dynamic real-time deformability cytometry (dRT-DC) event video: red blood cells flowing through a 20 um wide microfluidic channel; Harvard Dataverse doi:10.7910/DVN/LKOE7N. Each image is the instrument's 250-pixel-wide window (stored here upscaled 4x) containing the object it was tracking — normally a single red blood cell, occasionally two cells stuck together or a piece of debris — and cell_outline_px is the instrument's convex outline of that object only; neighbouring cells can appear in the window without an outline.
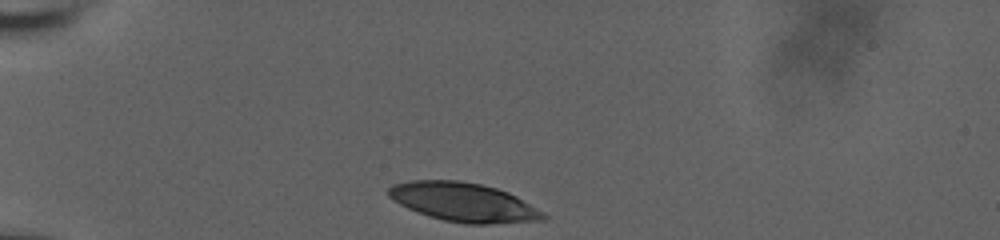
{"species": "human", "species_latin": "Homo sapiens", "temperature_condition": "room temperature", "stored_images_in_passage": 34, "camera_frame_rate_fps": 3000, "um_per_image_px": 0.085, "donor": {"sex": "male"}, "frame": {"image": 1, "passage_image": 1, "time_ms": 0.0, "image_size_px": [1000, 240], "cell_outline_px": [[548, 216], [544, 220], [488, 224], [464, 224], [444, 220], [428, 216], [408, 208], [400, 204], [388, 196], [388, 188], [392, 184], [408, 180], [460, 180], [480, 184], [496, 188], [508, 192], [516, 196], [544, 212]], "centroid_in_image_um": [39.4, 17.18], "position_along_channel_um": 45.6, "area_um2": 35.14}}
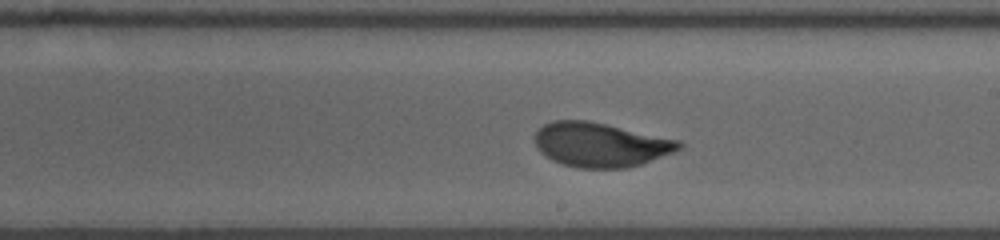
{"frame": {"image": 2, "passage_image": 20, "time_ms": 6.333, "image_size_px": [1000, 240], "cell_outline_px": [[684, 144], [680, 148], [672, 152], [640, 164], [628, 168], [576, 168], [552, 160], [540, 152], [536, 148], [536, 128], [552, 120], [588, 120], [680, 140]], "centroid_in_image_um": [51.01, 12.29], "position_along_channel_um": 238.0, "area_um2": 37.17}}
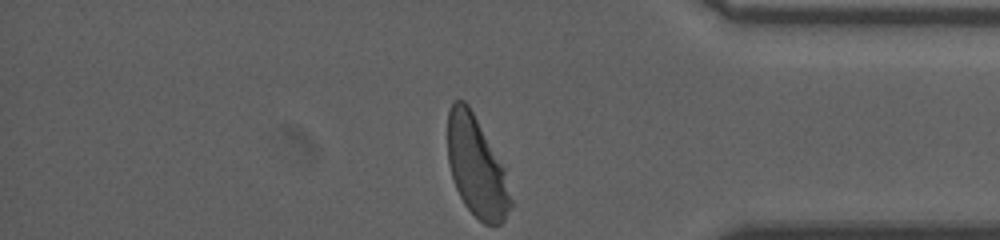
{"frame": {"image": 3, "passage_image": 34, "time_ms": 11.0, "image_size_px": [1000, 240], "cell_outline_px": [[512, 208], [504, 220], [500, 224], [484, 224], [464, 204], [456, 188], [452, 176], [448, 160], [448, 108], [452, 100], [464, 100], [468, 104], [504, 168], [512, 200]], "centroid_in_image_um": [40.5, 14.18], "position_along_channel_um": 394.7, "area_um2": 36.41}, "authors_computed_cell_mechanics": {"area_um2": 37.5122, "velocity_mm_per_s": 3.6858, "shape_relaxation_time_tau1_ms": 3.6996, "shape_relaxation_time_tau2_ms": null, "deformation_change_tau1": 0.1675, "deformation_change_tau2": null}}